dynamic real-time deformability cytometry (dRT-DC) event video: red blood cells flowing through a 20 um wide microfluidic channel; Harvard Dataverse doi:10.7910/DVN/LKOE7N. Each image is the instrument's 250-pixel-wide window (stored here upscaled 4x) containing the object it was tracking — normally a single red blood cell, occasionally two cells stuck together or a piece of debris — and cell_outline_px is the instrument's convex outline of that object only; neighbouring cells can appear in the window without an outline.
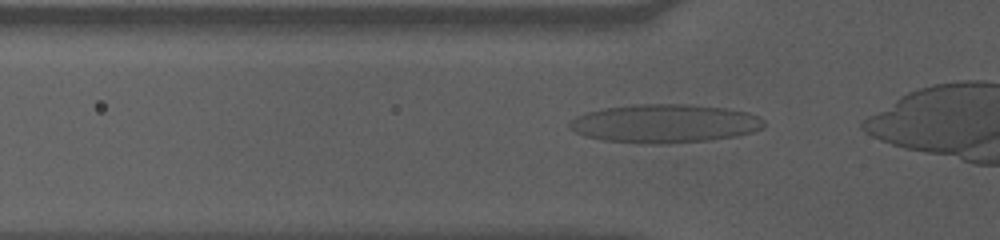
{"species": "human", "species_latin": "Homo sapiens", "temperature_condition": "cold", "stored_images_in_passage": 36, "camera_frame_rate_fps": 3000, "um_per_image_px": 0.085, "donor": {"sex": "male"}, "frame": {"image": 1, "passage_image": 8, "time_ms": 2.333, "image_size_px": [1000, 240], "cell_outline_px": [[764, 128], [752, 132], [736, 136], [708, 140], [668, 144], [636, 144], [604, 140], [584, 136], [568, 128], [568, 120], [584, 112], [604, 108], [632, 104], [688, 104], [724, 108], [748, 112], [760, 116], [764, 120]], "centroid_in_image_um": [56.46, 10.5], "position_along_channel_um": 69.3, "area_um2": 44.27}}
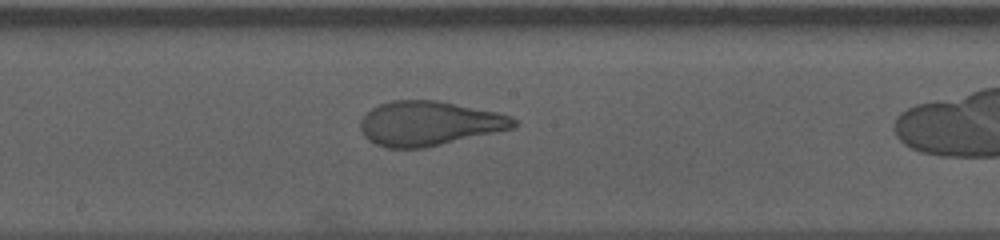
{"frame": {"image": 2, "passage_image": 20, "time_ms": 6.333, "image_size_px": [1000, 240], "cell_outline_px": [[516, 128], [424, 148], [388, 148], [376, 144], [368, 140], [364, 136], [360, 128], [360, 120], [372, 108], [380, 104], [392, 100], [436, 100], [496, 112], [512, 116], [516, 120]], "centroid_in_image_um": [36.48, 10.5], "position_along_channel_um": 211.7, "area_um2": 39.71}}
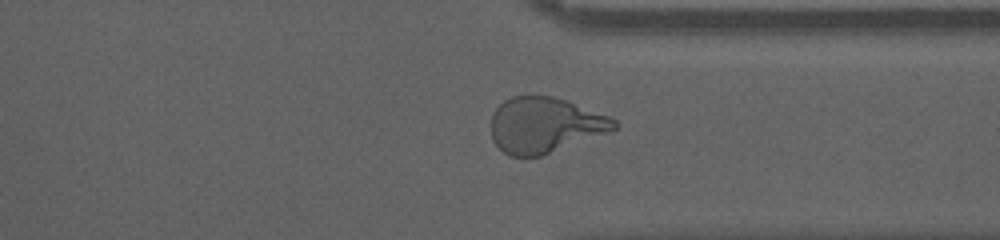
{"frame": {"image": 3, "passage_image": 33, "time_ms": 10.667, "image_size_px": [1000, 240], "cell_outline_px": [[620, 124], [612, 132], [540, 156], [508, 156], [492, 140], [492, 112], [504, 100], [512, 96], [552, 96], [568, 100], [608, 116], [616, 120]], "centroid_in_image_um": [46.34, 10.63], "position_along_channel_um": 365.1, "area_um2": 40.0}}